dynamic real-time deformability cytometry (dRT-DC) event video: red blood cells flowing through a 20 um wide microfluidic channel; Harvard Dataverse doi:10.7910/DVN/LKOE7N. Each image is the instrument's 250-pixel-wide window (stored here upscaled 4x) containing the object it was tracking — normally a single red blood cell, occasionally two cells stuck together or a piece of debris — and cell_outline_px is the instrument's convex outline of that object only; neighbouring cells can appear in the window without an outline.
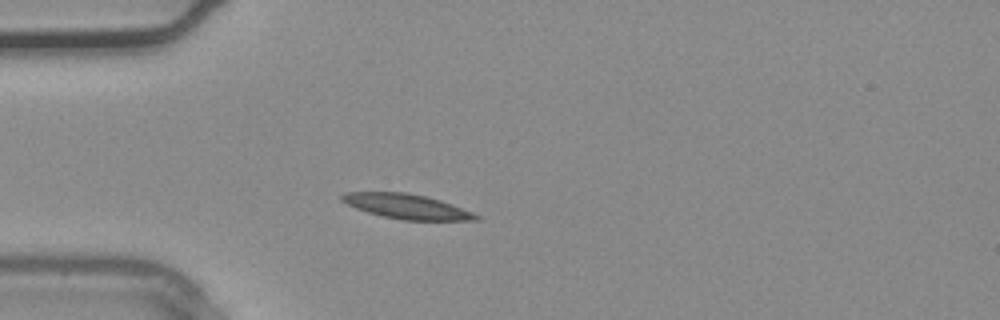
{"species": "common noctule bat (a hibernating species)", "species_latin": "Nyctalus noctula", "temperature_condition": "warm", "stored_images_in_passage": 2, "camera_frame_rate_fps": 3000, "um_per_image_px": 0.085, "animal": {"sex": "male", "body_mass_g": 20.4}, "frame": {"image": 1, "passage_image": 2, "time_ms": 0.333, "image_size_px": [1000, 320], "cell_outline_px": [[480, 220], [400, 220], [368, 212], [356, 208], [340, 200], [340, 196], [344, 192], [408, 192], [440, 200], [452, 204], [472, 212], [480, 216]], "centroid_in_image_um": [34.56, 17.54], "position_along_channel_um": 50.4, "area_um2": 19.25}}